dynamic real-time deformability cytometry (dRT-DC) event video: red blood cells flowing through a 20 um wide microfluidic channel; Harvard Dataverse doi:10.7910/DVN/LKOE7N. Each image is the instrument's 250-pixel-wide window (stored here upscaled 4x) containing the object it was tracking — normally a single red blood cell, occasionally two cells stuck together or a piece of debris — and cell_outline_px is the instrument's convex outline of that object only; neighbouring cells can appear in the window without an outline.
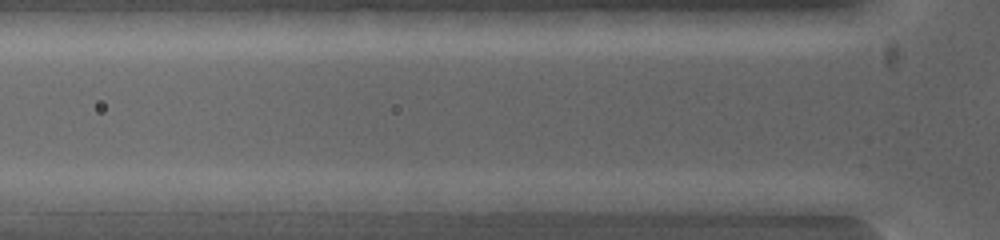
{"species": "common noctule bat (a hibernating species)", "species_latin": "Nyctalus noctula", "temperature_condition": "warm", "stored_images_in_passage": 6, "camera_frame_rate_fps": 5000, "um_per_image_px": 0.085, "animal": {"sex": "female", "body_mass_g": 19.0, "forearm_length_mm": 53.3}, "frame": {"image": 1, "passage_image": 4, "time_ms": 0.8, "image_size_px": [1000, 240], "cell_outline_px": [[576, 212], [468, 216], [408, 212], [420, 192], [536, 192], [576, 200]], "centroid_in_image_um": [41.71, 17.3], "position_along_channel_um": 84.1, "area_um2": 24.68}}